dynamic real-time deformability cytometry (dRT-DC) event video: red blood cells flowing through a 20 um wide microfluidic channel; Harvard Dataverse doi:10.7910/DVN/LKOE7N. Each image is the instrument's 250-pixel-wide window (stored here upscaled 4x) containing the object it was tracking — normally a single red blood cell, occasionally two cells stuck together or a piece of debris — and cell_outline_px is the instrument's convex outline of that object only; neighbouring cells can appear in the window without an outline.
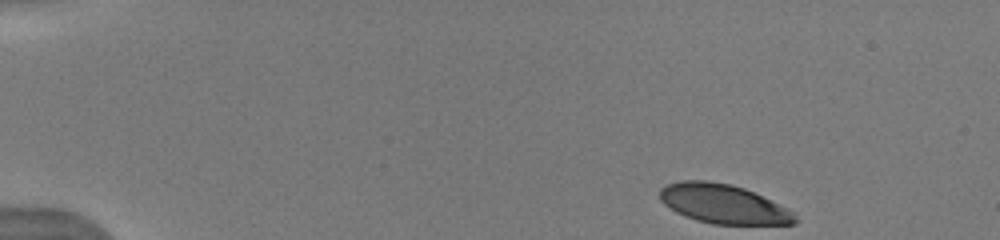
{"species": "human", "species_latin": "Homo sapiens", "temperature_condition": "warm", "stored_images_in_passage": 23, "camera_frame_rate_fps": 3000, "um_per_image_px": 0.085, "donor": {"sex": "male"}, "frame": {"image": 1, "passage_image": 1, "time_ms": 0.0, "image_size_px": [1000, 240], "cell_outline_px": [[800, 220], [796, 224], [712, 224], [696, 220], [684, 216], [676, 212], [664, 204], [660, 200], [660, 188], [668, 184], [680, 180], [708, 180], [732, 184], [744, 188], [792, 212]], "centroid_in_image_um": [61.43, 17.33], "position_along_channel_um": 23.6, "area_um2": 30.69}}
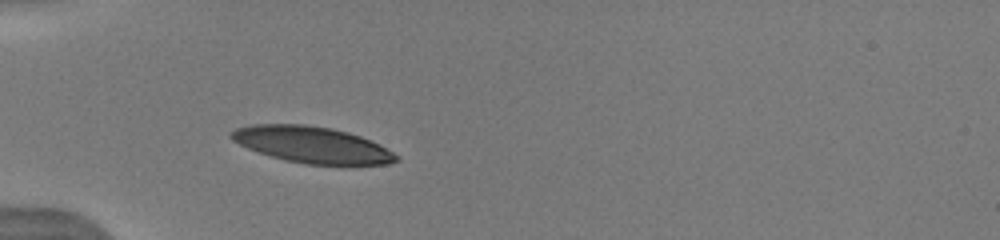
{"frame": {"image": 2, "passage_image": 5, "time_ms": 3.333, "image_size_px": [1000, 240], "cell_outline_px": [[400, 160], [388, 164], [304, 164], [284, 160], [248, 148], [232, 140], [228, 136], [236, 128], [252, 124], [304, 124], [332, 128], [348, 132], [360, 136], [380, 144], [400, 156]], "centroid_in_image_um": [26.54, 12.29], "position_along_channel_um": 58.5, "area_um2": 34.85}}
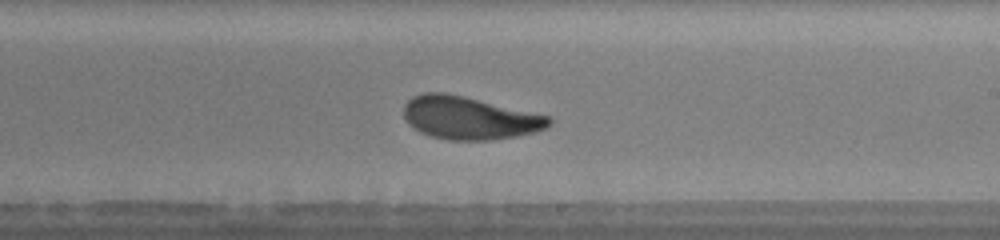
{"frame": {"image": 3, "passage_image": 19, "time_ms": 8.333, "image_size_px": [1000, 240], "cell_outline_px": [[552, 124], [544, 128], [532, 132], [516, 136], [492, 140], [448, 140], [432, 136], [420, 132], [408, 124], [404, 116], [404, 104], [412, 96], [424, 92], [444, 92], [464, 96], [552, 116]], "centroid_in_image_um": [39.89, 10.01], "position_along_channel_um": 249.1, "area_um2": 36.41}}